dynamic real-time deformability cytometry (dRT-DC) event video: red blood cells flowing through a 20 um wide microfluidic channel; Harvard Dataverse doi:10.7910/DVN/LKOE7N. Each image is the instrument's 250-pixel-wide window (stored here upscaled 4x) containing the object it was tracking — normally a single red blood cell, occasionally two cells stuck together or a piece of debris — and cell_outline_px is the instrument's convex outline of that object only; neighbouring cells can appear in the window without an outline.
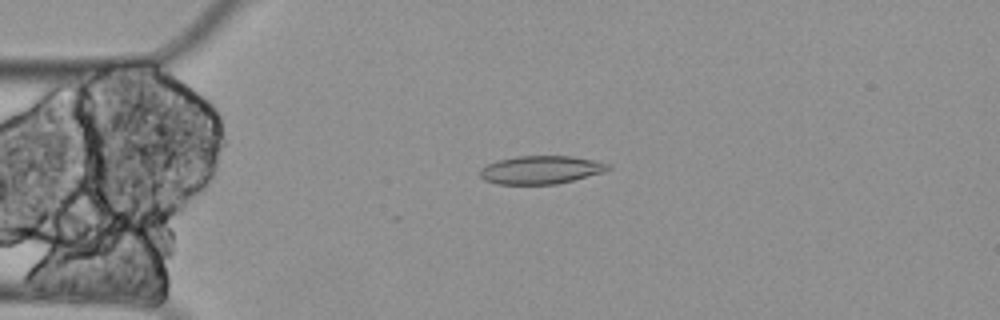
{"species": "Egyptian fruit bat (a non-hibernating species)", "species_latin": "Rousettus aegyptiacus", "temperature_condition": "cold", "stored_images_in_passage": 4, "camera_frame_rate_fps": 3000, "um_per_image_px": 0.085, "animal": {"sex": "female"}, "frame": {"image": 1, "passage_image": 3, "time_ms": 0.667, "image_size_px": [1000, 320], "cell_outline_px": [[612, 168], [604, 172], [556, 184], [500, 184], [484, 180], [480, 176], [480, 168], [488, 164], [500, 160], [516, 156], [572, 156], [612, 164]], "centroid_in_image_um": [46.0, 14.43], "position_along_channel_um": 39.0, "area_um2": 20.92}}